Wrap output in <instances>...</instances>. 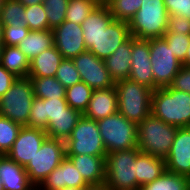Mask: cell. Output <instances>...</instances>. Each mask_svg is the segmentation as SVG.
Returning a JSON list of instances; mask_svg holds the SVG:
<instances>
[{
    "mask_svg": "<svg viewBox=\"0 0 190 190\" xmlns=\"http://www.w3.org/2000/svg\"><path fill=\"white\" fill-rule=\"evenodd\" d=\"M130 37L129 23L113 20L88 51L92 52L99 59L105 60Z\"/></svg>",
    "mask_w": 190,
    "mask_h": 190,
    "instance_id": "16",
    "label": "cell"
},
{
    "mask_svg": "<svg viewBox=\"0 0 190 190\" xmlns=\"http://www.w3.org/2000/svg\"><path fill=\"white\" fill-rule=\"evenodd\" d=\"M55 78L60 81L65 88L81 82L79 72L72 59H63L61 61Z\"/></svg>",
    "mask_w": 190,
    "mask_h": 190,
    "instance_id": "38",
    "label": "cell"
},
{
    "mask_svg": "<svg viewBox=\"0 0 190 190\" xmlns=\"http://www.w3.org/2000/svg\"><path fill=\"white\" fill-rule=\"evenodd\" d=\"M34 95L40 99H65L66 88L55 77H29Z\"/></svg>",
    "mask_w": 190,
    "mask_h": 190,
    "instance_id": "29",
    "label": "cell"
},
{
    "mask_svg": "<svg viewBox=\"0 0 190 190\" xmlns=\"http://www.w3.org/2000/svg\"><path fill=\"white\" fill-rule=\"evenodd\" d=\"M169 86L172 89L190 93V67L182 66Z\"/></svg>",
    "mask_w": 190,
    "mask_h": 190,
    "instance_id": "42",
    "label": "cell"
},
{
    "mask_svg": "<svg viewBox=\"0 0 190 190\" xmlns=\"http://www.w3.org/2000/svg\"><path fill=\"white\" fill-rule=\"evenodd\" d=\"M0 190H5L4 187H3V184L1 182V180H0Z\"/></svg>",
    "mask_w": 190,
    "mask_h": 190,
    "instance_id": "52",
    "label": "cell"
},
{
    "mask_svg": "<svg viewBox=\"0 0 190 190\" xmlns=\"http://www.w3.org/2000/svg\"><path fill=\"white\" fill-rule=\"evenodd\" d=\"M87 186L78 169L66 156L37 187V190H61L65 187L85 188Z\"/></svg>",
    "mask_w": 190,
    "mask_h": 190,
    "instance_id": "17",
    "label": "cell"
},
{
    "mask_svg": "<svg viewBox=\"0 0 190 190\" xmlns=\"http://www.w3.org/2000/svg\"><path fill=\"white\" fill-rule=\"evenodd\" d=\"M3 44L0 43V60H1V53H2Z\"/></svg>",
    "mask_w": 190,
    "mask_h": 190,
    "instance_id": "51",
    "label": "cell"
},
{
    "mask_svg": "<svg viewBox=\"0 0 190 190\" xmlns=\"http://www.w3.org/2000/svg\"><path fill=\"white\" fill-rule=\"evenodd\" d=\"M165 165L167 172L190 178V127L178 128Z\"/></svg>",
    "mask_w": 190,
    "mask_h": 190,
    "instance_id": "15",
    "label": "cell"
},
{
    "mask_svg": "<svg viewBox=\"0 0 190 190\" xmlns=\"http://www.w3.org/2000/svg\"><path fill=\"white\" fill-rule=\"evenodd\" d=\"M118 112L139 124L151 114L153 90L130 79L115 82Z\"/></svg>",
    "mask_w": 190,
    "mask_h": 190,
    "instance_id": "3",
    "label": "cell"
},
{
    "mask_svg": "<svg viewBox=\"0 0 190 190\" xmlns=\"http://www.w3.org/2000/svg\"><path fill=\"white\" fill-rule=\"evenodd\" d=\"M69 0H44L46 16L48 19V30H53L65 21L66 10Z\"/></svg>",
    "mask_w": 190,
    "mask_h": 190,
    "instance_id": "35",
    "label": "cell"
},
{
    "mask_svg": "<svg viewBox=\"0 0 190 190\" xmlns=\"http://www.w3.org/2000/svg\"><path fill=\"white\" fill-rule=\"evenodd\" d=\"M166 171L165 160L140 152L136 156V181L141 187L158 179Z\"/></svg>",
    "mask_w": 190,
    "mask_h": 190,
    "instance_id": "25",
    "label": "cell"
},
{
    "mask_svg": "<svg viewBox=\"0 0 190 190\" xmlns=\"http://www.w3.org/2000/svg\"><path fill=\"white\" fill-rule=\"evenodd\" d=\"M25 25L30 31L48 30V19L43 3L25 7Z\"/></svg>",
    "mask_w": 190,
    "mask_h": 190,
    "instance_id": "37",
    "label": "cell"
},
{
    "mask_svg": "<svg viewBox=\"0 0 190 190\" xmlns=\"http://www.w3.org/2000/svg\"><path fill=\"white\" fill-rule=\"evenodd\" d=\"M54 46L62 54L63 59H73L87 51L80 24L64 21L53 29Z\"/></svg>",
    "mask_w": 190,
    "mask_h": 190,
    "instance_id": "13",
    "label": "cell"
},
{
    "mask_svg": "<svg viewBox=\"0 0 190 190\" xmlns=\"http://www.w3.org/2000/svg\"><path fill=\"white\" fill-rule=\"evenodd\" d=\"M47 137V133L43 129L22 126L6 156L25 167Z\"/></svg>",
    "mask_w": 190,
    "mask_h": 190,
    "instance_id": "12",
    "label": "cell"
},
{
    "mask_svg": "<svg viewBox=\"0 0 190 190\" xmlns=\"http://www.w3.org/2000/svg\"><path fill=\"white\" fill-rule=\"evenodd\" d=\"M140 9L129 21L131 36L136 39L163 37L168 28V12L163 0H141Z\"/></svg>",
    "mask_w": 190,
    "mask_h": 190,
    "instance_id": "5",
    "label": "cell"
},
{
    "mask_svg": "<svg viewBox=\"0 0 190 190\" xmlns=\"http://www.w3.org/2000/svg\"><path fill=\"white\" fill-rule=\"evenodd\" d=\"M21 128V124L0 115V155H6L12 148Z\"/></svg>",
    "mask_w": 190,
    "mask_h": 190,
    "instance_id": "34",
    "label": "cell"
},
{
    "mask_svg": "<svg viewBox=\"0 0 190 190\" xmlns=\"http://www.w3.org/2000/svg\"><path fill=\"white\" fill-rule=\"evenodd\" d=\"M88 185L105 183L106 156L66 155Z\"/></svg>",
    "mask_w": 190,
    "mask_h": 190,
    "instance_id": "21",
    "label": "cell"
},
{
    "mask_svg": "<svg viewBox=\"0 0 190 190\" xmlns=\"http://www.w3.org/2000/svg\"><path fill=\"white\" fill-rule=\"evenodd\" d=\"M118 112V97L114 87L92 91L91 99L83 116L99 120Z\"/></svg>",
    "mask_w": 190,
    "mask_h": 190,
    "instance_id": "19",
    "label": "cell"
},
{
    "mask_svg": "<svg viewBox=\"0 0 190 190\" xmlns=\"http://www.w3.org/2000/svg\"><path fill=\"white\" fill-rule=\"evenodd\" d=\"M0 64L17 78H26L30 61L18 46H3Z\"/></svg>",
    "mask_w": 190,
    "mask_h": 190,
    "instance_id": "28",
    "label": "cell"
},
{
    "mask_svg": "<svg viewBox=\"0 0 190 190\" xmlns=\"http://www.w3.org/2000/svg\"><path fill=\"white\" fill-rule=\"evenodd\" d=\"M83 114L75 109L49 118L45 132L49 138L66 141Z\"/></svg>",
    "mask_w": 190,
    "mask_h": 190,
    "instance_id": "26",
    "label": "cell"
},
{
    "mask_svg": "<svg viewBox=\"0 0 190 190\" xmlns=\"http://www.w3.org/2000/svg\"><path fill=\"white\" fill-rule=\"evenodd\" d=\"M72 60L79 72L81 82L86 83L93 90L115 86L104 60L99 59L92 52L87 50Z\"/></svg>",
    "mask_w": 190,
    "mask_h": 190,
    "instance_id": "11",
    "label": "cell"
},
{
    "mask_svg": "<svg viewBox=\"0 0 190 190\" xmlns=\"http://www.w3.org/2000/svg\"><path fill=\"white\" fill-rule=\"evenodd\" d=\"M62 60V54L52 46L30 61L28 77H55Z\"/></svg>",
    "mask_w": 190,
    "mask_h": 190,
    "instance_id": "24",
    "label": "cell"
},
{
    "mask_svg": "<svg viewBox=\"0 0 190 190\" xmlns=\"http://www.w3.org/2000/svg\"><path fill=\"white\" fill-rule=\"evenodd\" d=\"M165 33H181L190 35V19L181 15H169L168 28Z\"/></svg>",
    "mask_w": 190,
    "mask_h": 190,
    "instance_id": "41",
    "label": "cell"
},
{
    "mask_svg": "<svg viewBox=\"0 0 190 190\" xmlns=\"http://www.w3.org/2000/svg\"><path fill=\"white\" fill-rule=\"evenodd\" d=\"M52 46H54L53 30L30 31L18 45L29 61Z\"/></svg>",
    "mask_w": 190,
    "mask_h": 190,
    "instance_id": "27",
    "label": "cell"
},
{
    "mask_svg": "<svg viewBox=\"0 0 190 190\" xmlns=\"http://www.w3.org/2000/svg\"><path fill=\"white\" fill-rule=\"evenodd\" d=\"M182 66H188L190 67V45L187 49L186 56H185V61L182 63Z\"/></svg>",
    "mask_w": 190,
    "mask_h": 190,
    "instance_id": "47",
    "label": "cell"
},
{
    "mask_svg": "<svg viewBox=\"0 0 190 190\" xmlns=\"http://www.w3.org/2000/svg\"><path fill=\"white\" fill-rule=\"evenodd\" d=\"M151 113L169 125L190 127V93L157 88L152 93Z\"/></svg>",
    "mask_w": 190,
    "mask_h": 190,
    "instance_id": "1",
    "label": "cell"
},
{
    "mask_svg": "<svg viewBox=\"0 0 190 190\" xmlns=\"http://www.w3.org/2000/svg\"><path fill=\"white\" fill-rule=\"evenodd\" d=\"M93 89L86 83L80 82L66 88L65 99L67 104L82 114L87 109Z\"/></svg>",
    "mask_w": 190,
    "mask_h": 190,
    "instance_id": "31",
    "label": "cell"
},
{
    "mask_svg": "<svg viewBox=\"0 0 190 190\" xmlns=\"http://www.w3.org/2000/svg\"><path fill=\"white\" fill-rule=\"evenodd\" d=\"M114 20L128 22L141 7V0H106L104 2Z\"/></svg>",
    "mask_w": 190,
    "mask_h": 190,
    "instance_id": "32",
    "label": "cell"
},
{
    "mask_svg": "<svg viewBox=\"0 0 190 190\" xmlns=\"http://www.w3.org/2000/svg\"><path fill=\"white\" fill-rule=\"evenodd\" d=\"M168 15H181L190 19V0H163Z\"/></svg>",
    "mask_w": 190,
    "mask_h": 190,
    "instance_id": "43",
    "label": "cell"
},
{
    "mask_svg": "<svg viewBox=\"0 0 190 190\" xmlns=\"http://www.w3.org/2000/svg\"><path fill=\"white\" fill-rule=\"evenodd\" d=\"M131 50L132 36L104 60L105 66L114 82L128 79L131 72Z\"/></svg>",
    "mask_w": 190,
    "mask_h": 190,
    "instance_id": "23",
    "label": "cell"
},
{
    "mask_svg": "<svg viewBox=\"0 0 190 190\" xmlns=\"http://www.w3.org/2000/svg\"><path fill=\"white\" fill-rule=\"evenodd\" d=\"M138 147L110 152L105 159V183L111 190H139L136 181Z\"/></svg>",
    "mask_w": 190,
    "mask_h": 190,
    "instance_id": "4",
    "label": "cell"
},
{
    "mask_svg": "<svg viewBox=\"0 0 190 190\" xmlns=\"http://www.w3.org/2000/svg\"><path fill=\"white\" fill-rule=\"evenodd\" d=\"M99 3L98 0H69L65 21L81 25Z\"/></svg>",
    "mask_w": 190,
    "mask_h": 190,
    "instance_id": "33",
    "label": "cell"
},
{
    "mask_svg": "<svg viewBox=\"0 0 190 190\" xmlns=\"http://www.w3.org/2000/svg\"><path fill=\"white\" fill-rule=\"evenodd\" d=\"M139 190H190V178L165 171L158 179Z\"/></svg>",
    "mask_w": 190,
    "mask_h": 190,
    "instance_id": "30",
    "label": "cell"
},
{
    "mask_svg": "<svg viewBox=\"0 0 190 190\" xmlns=\"http://www.w3.org/2000/svg\"><path fill=\"white\" fill-rule=\"evenodd\" d=\"M22 3L25 7L32 6L34 4L43 3L44 0H17Z\"/></svg>",
    "mask_w": 190,
    "mask_h": 190,
    "instance_id": "46",
    "label": "cell"
},
{
    "mask_svg": "<svg viewBox=\"0 0 190 190\" xmlns=\"http://www.w3.org/2000/svg\"><path fill=\"white\" fill-rule=\"evenodd\" d=\"M163 38L166 40L173 54L182 63L185 61L187 49L190 45V35L181 33H165Z\"/></svg>",
    "mask_w": 190,
    "mask_h": 190,
    "instance_id": "39",
    "label": "cell"
},
{
    "mask_svg": "<svg viewBox=\"0 0 190 190\" xmlns=\"http://www.w3.org/2000/svg\"><path fill=\"white\" fill-rule=\"evenodd\" d=\"M71 109L66 99H40L34 97L27 126L46 130L49 118H53L58 114L68 113Z\"/></svg>",
    "mask_w": 190,
    "mask_h": 190,
    "instance_id": "18",
    "label": "cell"
},
{
    "mask_svg": "<svg viewBox=\"0 0 190 190\" xmlns=\"http://www.w3.org/2000/svg\"><path fill=\"white\" fill-rule=\"evenodd\" d=\"M2 32H3V25L0 22V43H2Z\"/></svg>",
    "mask_w": 190,
    "mask_h": 190,
    "instance_id": "49",
    "label": "cell"
},
{
    "mask_svg": "<svg viewBox=\"0 0 190 190\" xmlns=\"http://www.w3.org/2000/svg\"><path fill=\"white\" fill-rule=\"evenodd\" d=\"M150 61L154 77V91L157 88L169 86L182 67V62L175 57L163 37L150 39Z\"/></svg>",
    "mask_w": 190,
    "mask_h": 190,
    "instance_id": "10",
    "label": "cell"
},
{
    "mask_svg": "<svg viewBox=\"0 0 190 190\" xmlns=\"http://www.w3.org/2000/svg\"><path fill=\"white\" fill-rule=\"evenodd\" d=\"M178 127L169 125L152 113L137 124V142L140 152L166 159Z\"/></svg>",
    "mask_w": 190,
    "mask_h": 190,
    "instance_id": "2",
    "label": "cell"
},
{
    "mask_svg": "<svg viewBox=\"0 0 190 190\" xmlns=\"http://www.w3.org/2000/svg\"><path fill=\"white\" fill-rule=\"evenodd\" d=\"M34 97L31 79L17 78L10 89L0 97V115L27 126Z\"/></svg>",
    "mask_w": 190,
    "mask_h": 190,
    "instance_id": "7",
    "label": "cell"
},
{
    "mask_svg": "<svg viewBox=\"0 0 190 190\" xmlns=\"http://www.w3.org/2000/svg\"><path fill=\"white\" fill-rule=\"evenodd\" d=\"M150 61V39L132 36L131 72L128 79L147 86L154 91V77Z\"/></svg>",
    "mask_w": 190,
    "mask_h": 190,
    "instance_id": "14",
    "label": "cell"
},
{
    "mask_svg": "<svg viewBox=\"0 0 190 190\" xmlns=\"http://www.w3.org/2000/svg\"><path fill=\"white\" fill-rule=\"evenodd\" d=\"M6 0H0V12L4 6V3H5Z\"/></svg>",
    "mask_w": 190,
    "mask_h": 190,
    "instance_id": "50",
    "label": "cell"
},
{
    "mask_svg": "<svg viewBox=\"0 0 190 190\" xmlns=\"http://www.w3.org/2000/svg\"><path fill=\"white\" fill-rule=\"evenodd\" d=\"M2 25H25V6L17 0H6L0 12Z\"/></svg>",
    "mask_w": 190,
    "mask_h": 190,
    "instance_id": "36",
    "label": "cell"
},
{
    "mask_svg": "<svg viewBox=\"0 0 190 190\" xmlns=\"http://www.w3.org/2000/svg\"><path fill=\"white\" fill-rule=\"evenodd\" d=\"M16 79L17 77L0 64V97L10 89Z\"/></svg>",
    "mask_w": 190,
    "mask_h": 190,
    "instance_id": "44",
    "label": "cell"
},
{
    "mask_svg": "<svg viewBox=\"0 0 190 190\" xmlns=\"http://www.w3.org/2000/svg\"><path fill=\"white\" fill-rule=\"evenodd\" d=\"M61 190H84V188H78V187H65L64 189Z\"/></svg>",
    "mask_w": 190,
    "mask_h": 190,
    "instance_id": "48",
    "label": "cell"
},
{
    "mask_svg": "<svg viewBox=\"0 0 190 190\" xmlns=\"http://www.w3.org/2000/svg\"><path fill=\"white\" fill-rule=\"evenodd\" d=\"M66 155L106 156L107 152L96 120L81 116L65 141Z\"/></svg>",
    "mask_w": 190,
    "mask_h": 190,
    "instance_id": "9",
    "label": "cell"
},
{
    "mask_svg": "<svg viewBox=\"0 0 190 190\" xmlns=\"http://www.w3.org/2000/svg\"><path fill=\"white\" fill-rule=\"evenodd\" d=\"M29 32L30 29L22 23L3 25L2 44L3 46H18Z\"/></svg>",
    "mask_w": 190,
    "mask_h": 190,
    "instance_id": "40",
    "label": "cell"
},
{
    "mask_svg": "<svg viewBox=\"0 0 190 190\" xmlns=\"http://www.w3.org/2000/svg\"><path fill=\"white\" fill-rule=\"evenodd\" d=\"M114 20L105 3H99L81 24L87 50L96 42L106 27Z\"/></svg>",
    "mask_w": 190,
    "mask_h": 190,
    "instance_id": "20",
    "label": "cell"
},
{
    "mask_svg": "<svg viewBox=\"0 0 190 190\" xmlns=\"http://www.w3.org/2000/svg\"><path fill=\"white\" fill-rule=\"evenodd\" d=\"M100 3H104L106 0H98Z\"/></svg>",
    "mask_w": 190,
    "mask_h": 190,
    "instance_id": "53",
    "label": "cell"
},
{
    "mask_svg": "<svg viewBox=\"0 0 190 190\" xmlns=\"http://www.w3.org/2000/svg\"><path fill=\"white\" fill-rule=\"evenodd\" d=\"M65 157V141L47 137L24 167L29 181L38 187Z\"/></svg>",
    "mask_w": 190,
    "mask_h": 190,
    "instance_id": "8",
    "label": "cell"
},
{
    "mask_svg": "<svg viewBox=\"0 0 190 190\" xmlns=\"http://www.w3.org/2000/svg\"><path fill=\"white\" fill-rule=\"evenodd\" d=\"M0 180L5 190H32L27 172L6 155H0Z\"/></svg>",
    "mask_w": 190,
    "mask_h": 190,
    "instance_id": "22",
    "label": "cell"
},
{
    "mask_svg": "<svg viewBox=\"0 0 190 190\" xmlns=\"http://www.w3.org/2000/svg\"><path fill=\"white\" fill-rule=\"evenodd\" d=\"M107 154L138 147L137 124L117 112L97 120Z\"/></svg>",
    "mask_w": 190,
    "mask_h": 190,
    "instance_id": "6",
    "label": "cell"
},
{
    "mask_svg": "<svg viewBox=\"0 0 190 190\" xmlns=\"http://www.w3.org/2000/svg\"><path fill=\"white\" fill-rule=\"evenodd\" d=\"M84 190H111L106 183L98 184V185H88L84 188Z\"/></svg>",
    "mask_w": 190,
    "mask_h": 190,
    "instance_id": "45",
    "label": "cell"
}]
</instances>
